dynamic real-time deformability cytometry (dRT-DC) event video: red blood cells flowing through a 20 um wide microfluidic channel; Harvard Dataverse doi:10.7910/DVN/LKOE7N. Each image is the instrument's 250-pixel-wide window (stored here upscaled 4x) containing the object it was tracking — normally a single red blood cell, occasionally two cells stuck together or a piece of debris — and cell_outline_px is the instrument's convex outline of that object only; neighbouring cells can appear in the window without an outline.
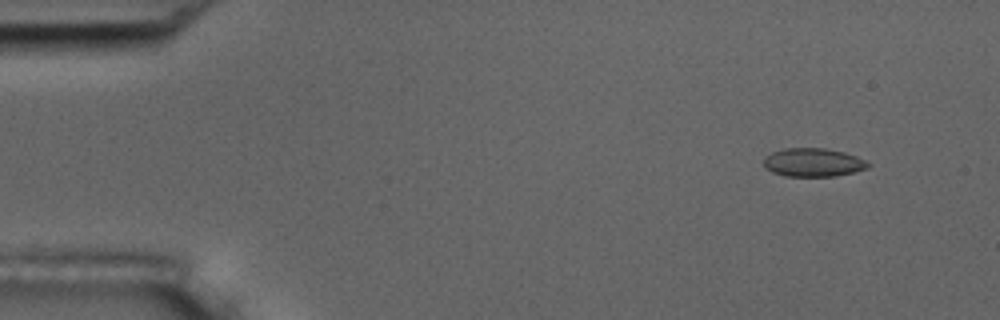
{"species": "common noctule bat (a hibernating species)", "species_latin": "Nyctalus noctula", "temperature_condition": "room temperature", "stored_images_in_passage": 4, "camera_frame_rate_fps": 3000, "um_per_image_px": 0.085, "animal": {"sex": "male", "body_mass_g": 17.5, "forearm_length_mm": 52.3}, "frame": {"image": 1, "passage_image": 1, "time_ms": 0.0, "image_size_px": [1000, 320], "cell_outline_px": [[872, 164], [868, 168], [856, 172], [836, 176], [784, 176], [772, 172], [764, 168], [764, 156], [772, 152], [784, 148], [824, 148], [844, 152], [856, 156]], "centroid_in_image_um": [69.12, 13.81], "position_along_channel_um": 15.9, "area_um2": 17.51}}
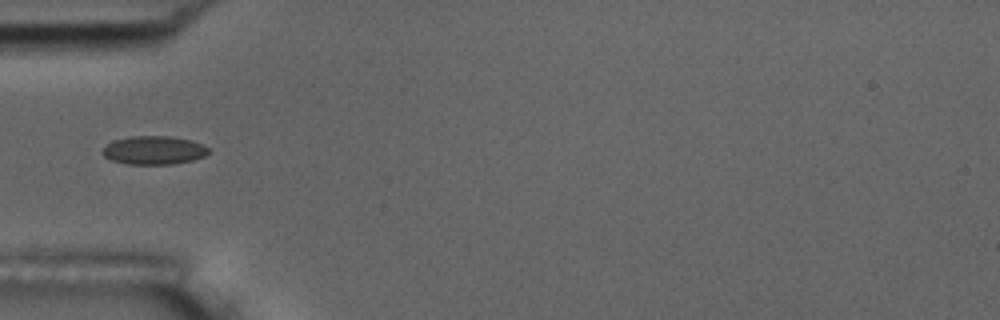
{"frame": {"image": 2, "passage_image": 4, "time_ms": 4.333, "image_size_px": [1000, 320], "cell_outline_px": [[208, 152], [204, 156], [192, 160], [172, 164], [128, 164], [112, 160], [104, 156], [100, 152], [112, 140], [132, 136], [172, 136], [192, 140], [204, 144], [208, 148]], "centroid_in_image_um": [13.08, 12.76], "position_along_channel_um": 71.9, "area_um2": 17.63}}